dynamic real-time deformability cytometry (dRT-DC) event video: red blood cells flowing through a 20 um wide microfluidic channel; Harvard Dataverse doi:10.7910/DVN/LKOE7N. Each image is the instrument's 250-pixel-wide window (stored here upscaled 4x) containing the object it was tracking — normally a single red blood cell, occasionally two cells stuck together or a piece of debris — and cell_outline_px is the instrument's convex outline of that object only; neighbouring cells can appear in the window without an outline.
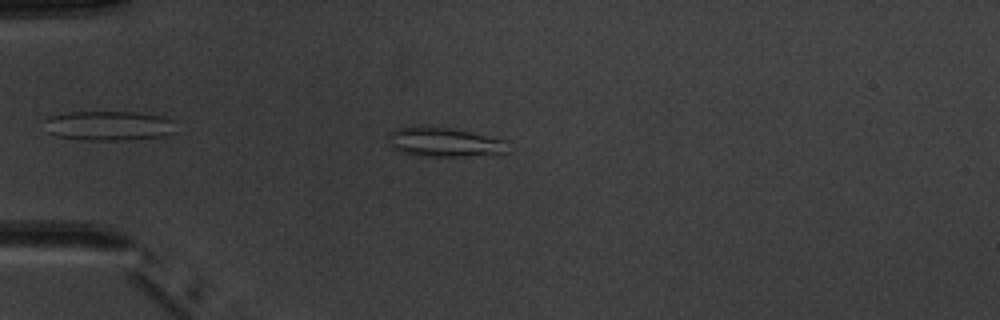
{"species": "common noctule bat (a hibernating species)", "species_latin": "Nyctalus noctula", "temperature_condition": "warm", "stored_images_in_passage": 5, "camera_frame_rate_fps": 3000, "um_per_image_px": 0.085, "animal": {"sex": "male", "body_mass_g": 20.1, "forearm_length_mm": 53.5}, "frame": {"image": 1, "passage_image": 2, "time_ms": 1.333, "image_size_px": [1000, 320], "cell_outline_px": [[508, 140], [504, 152], [468, 156], [428, 156], [404, 152], [392, 148], [388, 144], [388, 132], [396, 128], [448, 128], [472, 132]], "centroid_in_image_um": [37.75, 12.09], "position_along_channel_um": 47.2, "area_um2": 19.77}}
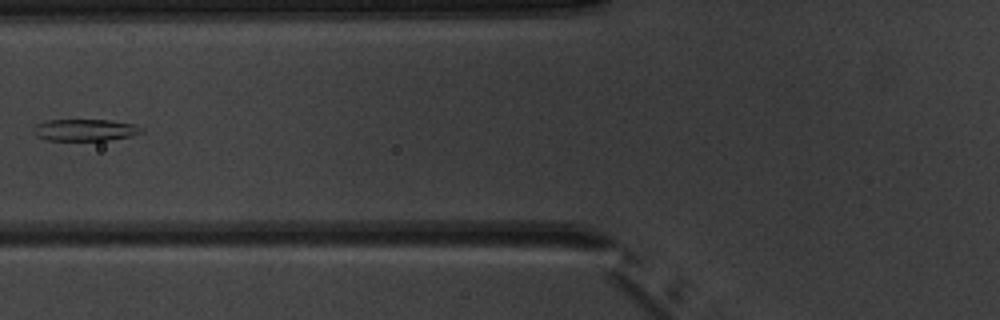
{"frame": {"image": 2, "passage_image": 4, "time_ms": 3.667, "image_size_px": [1000, 320], "cell_outline_px": [[144, 132], [132, 136], [108, 140], [44, 140], [36, 136], [32, 132], [32, 128], [36, 124], [48, 120], [108, 120], [136, 124], [144, 128]], "centroid_in_image_um": [7.24, 11.05], "position_along_channel_um": 118.6, "area_um2": 13.93}}
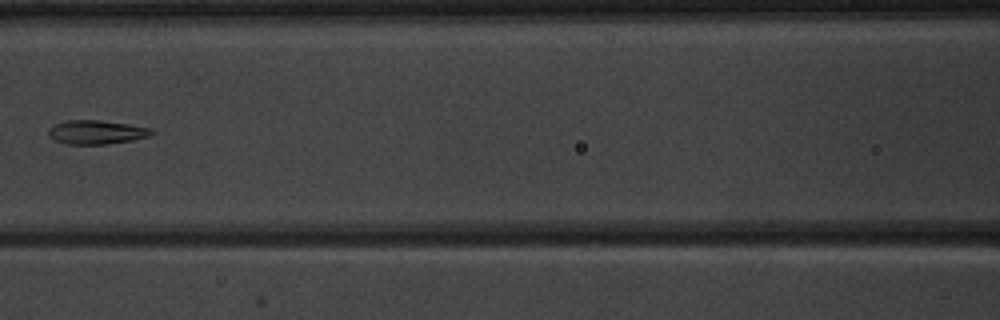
{"frame": {"image": 3, "passage_image": 5, "time_ms": 4.667, "image_size_px": [1000, 320], "cell_outline_px": [[156, 132], [148, 136], [132, 140], [108, 144], [64, 144], [48, 136], [48, 128], [52, 124], [68, 120], [100, 120], [128, 124], [152, 128]], "centroid_in_image_um": [8.17, 11.23], "position_along_channel_um": 158.4, "area_um2": 14.51}}